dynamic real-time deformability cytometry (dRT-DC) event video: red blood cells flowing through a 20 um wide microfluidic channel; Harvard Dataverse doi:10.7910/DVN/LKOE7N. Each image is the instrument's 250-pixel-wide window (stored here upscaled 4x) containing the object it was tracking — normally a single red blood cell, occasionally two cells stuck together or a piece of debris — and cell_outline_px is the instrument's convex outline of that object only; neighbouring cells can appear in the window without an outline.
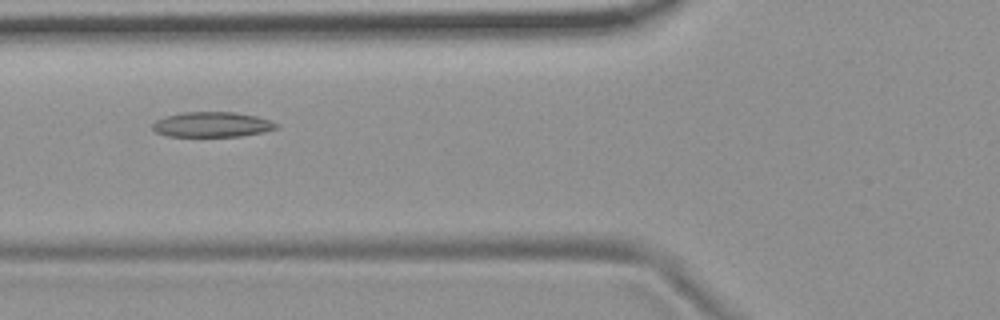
{"species": "common noctule bat (a hibernating species)", "species_latin": "Nyctalus noctula", "temperature_condition": "room temperature", "stored_images_in_passage": 7, "camera_frame_rate_fps": 3000, "um_per_image_px": 0.085, "animal": {"sex": "female", "body_mass_g": 19.9}, "frame": {"image": 1, "passage_image": 6, "time_ms": 5.667, "image_size_px": [1000, 320], "cell_outline_px": [[280, 128], [264, 132], [240, 136], [168, 136], [156, 132], [152, 128], [152, 124], [156, 120], [164, 116], [184, 112], [236, 112], [256, 116], [280, 124]], "centroid_in_image_um": [18.05, 10.58], "position_along_channel_um": 107.8, "area_um2": 18.21}}
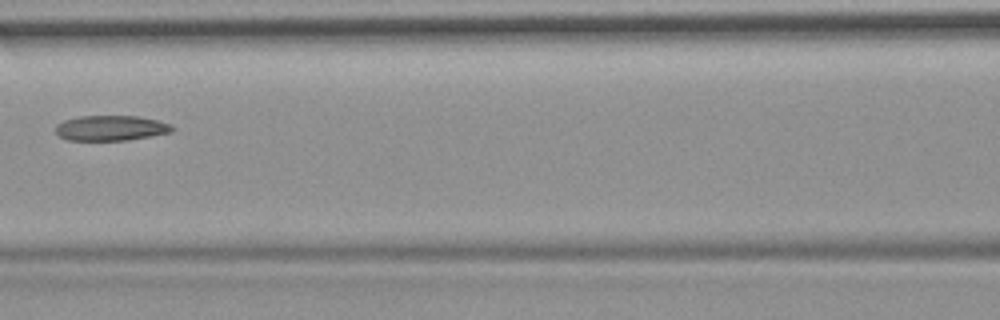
{"frame": {"image": 2, "passage_image": 7, "time_ms": 7.0, "image_size_px": [1000, 320], "cell_outline_px": [[176, 128], [172, 132], [152, 136], [128, 140], [68, 140], [60, 136], [56, 132], [56, 124], [64, 120], [80, 116], [136, 116], [156, 120], [172, 124]], "centroid_in_image_um": [9.46, 10.88], "position_along_channel_um": 157.1, "area_um2": 17.17}}